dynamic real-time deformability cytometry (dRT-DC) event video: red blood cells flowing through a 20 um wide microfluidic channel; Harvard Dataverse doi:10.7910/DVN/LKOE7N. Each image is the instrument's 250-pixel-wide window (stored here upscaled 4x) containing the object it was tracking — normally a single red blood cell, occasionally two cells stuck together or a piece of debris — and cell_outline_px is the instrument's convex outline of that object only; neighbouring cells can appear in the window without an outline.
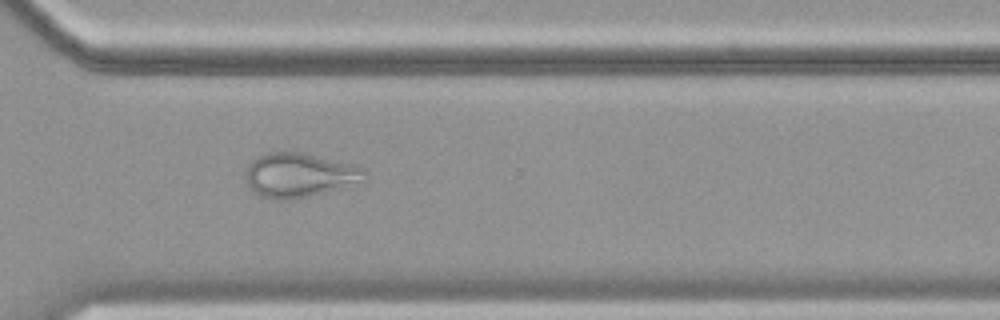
{"species": "common noctule bat (a hibernating species)", "species_latin": "Nyctalus noctula", "temperature_condition": "cold", "stored_images_in_passage": 56, "camera_frame_rate_fps": 3000, "um_per_image_px": 0.085, "animal": {"sex": "female", "body_mass_g": 19.9}, "frame": {"image": 1, "passage_image": 41, "time_ms": 13.333, "image_size_px": [1000, 320], "cell_outline_px": [[368, 180], [288, 200], [280, 200], [260, 196], [248, 188], [244, 184], [244, 172], [248, 164], [252, 160], [268, 152], [296, 152], [352, 164], [364, 168]], "centroid_in_image_um": [25.36, 14.88], "position_along_channel_um": 345.2, "area_um2": 30.35}}
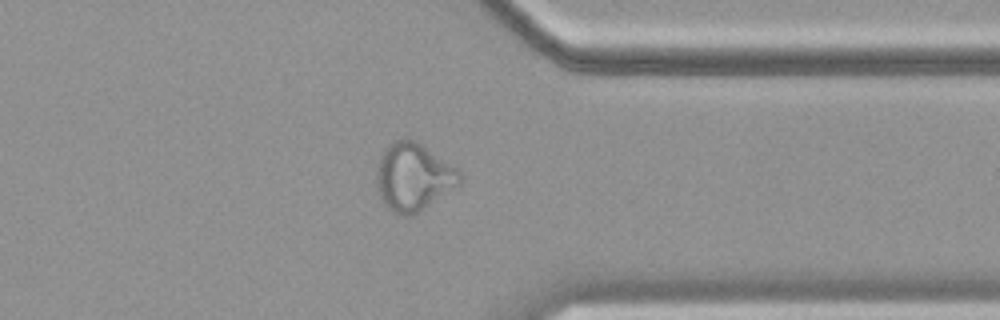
{"frame": {"image": 2, "passage_image": 44, "time_ms": 14.333, "image_size_px": [1000, 320], "cell_outline_px": [[460, 184], [416, 212], [408, 216], [404, 216], [392, 212], [384, 204], [380, 196], [376, 180], [380, 156], [384, 148], [388, 144], [396, 140], [408, 136], [456, 168], [460, 172]], "centroid_in_image_um": [35.09, 15.02], "position_along_channel_um": 376.3, "area_um2": 32.08}}
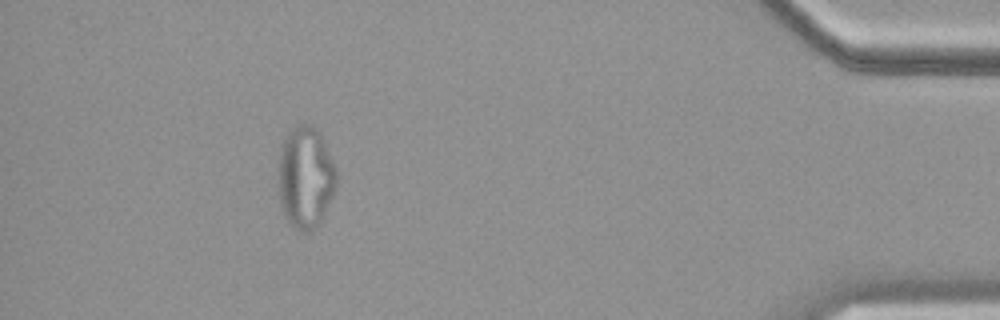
{"frame": {"image": 3, "passage_image": 51, "time_ms": 16.667, "image_size_px": [1000, 320], "cell_outline_px": [[336, 188], [324, 216], [316, 228], [308, 232], [300, 232], [284, 216], [280, 204], [276, 172], [280, 144], [284, 136], [296, 124], [312, 124], [320, 132], [336, 168]], "centroid_in_image_um": [25.93, 15.05], "position_along_channel_um": 409.3, "area_um2": 35.49}}